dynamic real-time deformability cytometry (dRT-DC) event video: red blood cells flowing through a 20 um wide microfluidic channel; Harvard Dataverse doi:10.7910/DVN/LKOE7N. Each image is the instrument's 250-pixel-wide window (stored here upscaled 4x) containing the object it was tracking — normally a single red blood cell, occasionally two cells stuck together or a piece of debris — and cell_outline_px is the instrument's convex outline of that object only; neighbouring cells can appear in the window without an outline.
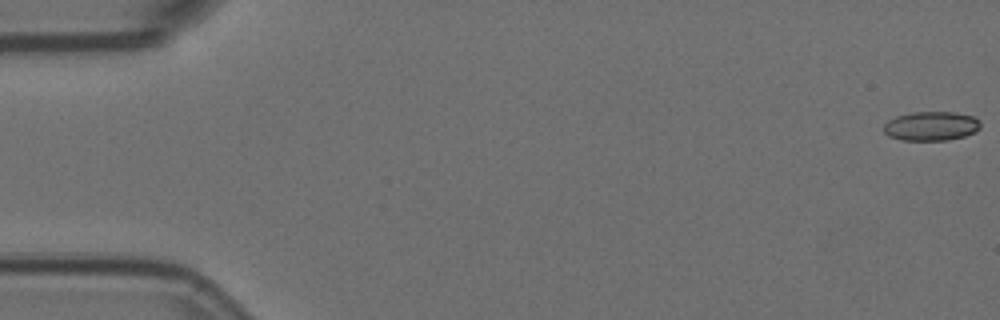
{"species": "Egyptian fruit bat (a non-hibernating species)", "species_latin": "Rousettus aegyptiacus", "temperature_condition": "room temperature", "stored_images_in_passage": 57, "camera_frame_rate_fps": 3000, "um_per_image_px": 0.085, "animal": {"sex": "female"}, "frame": {"image": 1, "passage_image": 1, "time_ms": 0.0, "image_size_px": [1000, 320], "cell_outline_px": [[980, 128], [976, 132], [964, 136], [948, 140], [900, 140], [888, 136], [884, 132], [884, 124], [888, 120], [896, 116], [912, 112], [956, 112], [972, 116], [980, 120]], "centroid_in_image_um": [79.15, 10.71], "position_along_channel_um": 5.8, "area_um2": 16.59}}
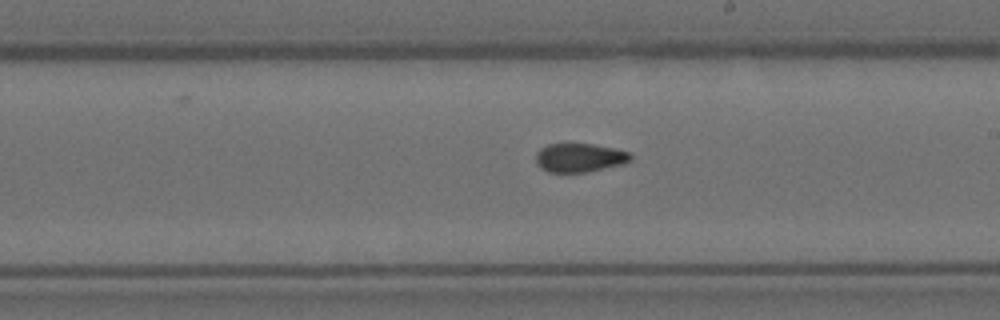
{"frame": {"image": 2, "passage_image": 33, "time_ms": 10.667, "image_size_px": [1000, 320], "cell_outline_px": [[632, 160], [624, 164], [584, 172], [548, 172], [540, 168], [536, 164], [536, 152], [540, 148], [548, 144], [592, 144], [612, 148], [628, 152], [632, 156]], "centroid_in_image_um": [49.23, 13.41], "position_along_channel_um": 239.8, "area_um2": 15.84}}
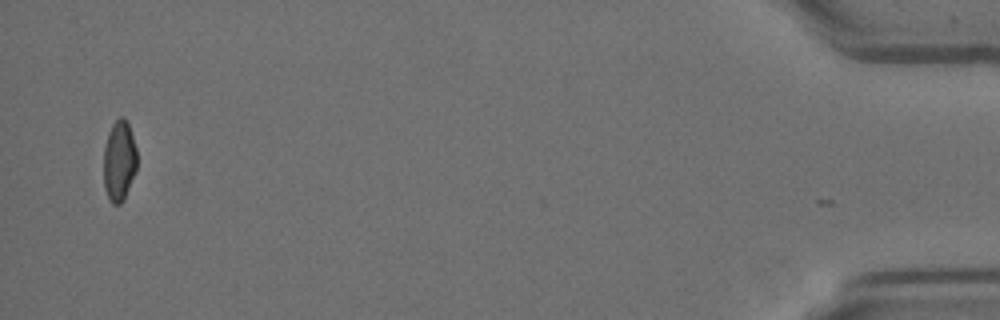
{"frame": {"image": 3, "passage_image": 56, "time_ms": 18.333, "image_size_px": [1000, 320], "cell_outline_px": [[136, 168], [128, 188], [120, 204], [112, 204], [108, 200], [104, 188], [104, 148], [108, 132], [112, 124], [120, 116], [124, 116], [128, 124], [136, 148]], "centroid_in_image_um": [10.1, 13.66], "position_along_channel_um": 425.1, "area_um2": 15.49}, "authors_computed_cell_mechanics": {"area_um2": 16.5308, "velocity_mm_per_s": 3.5823, "shape_relaxation_time_tau1_ms": 6.3077, "shape_relaxation_time_tau2_ms": 1.3229, "deformation_change_tau1": 0.1488, "deformation_change_tau2": 0.0593}}